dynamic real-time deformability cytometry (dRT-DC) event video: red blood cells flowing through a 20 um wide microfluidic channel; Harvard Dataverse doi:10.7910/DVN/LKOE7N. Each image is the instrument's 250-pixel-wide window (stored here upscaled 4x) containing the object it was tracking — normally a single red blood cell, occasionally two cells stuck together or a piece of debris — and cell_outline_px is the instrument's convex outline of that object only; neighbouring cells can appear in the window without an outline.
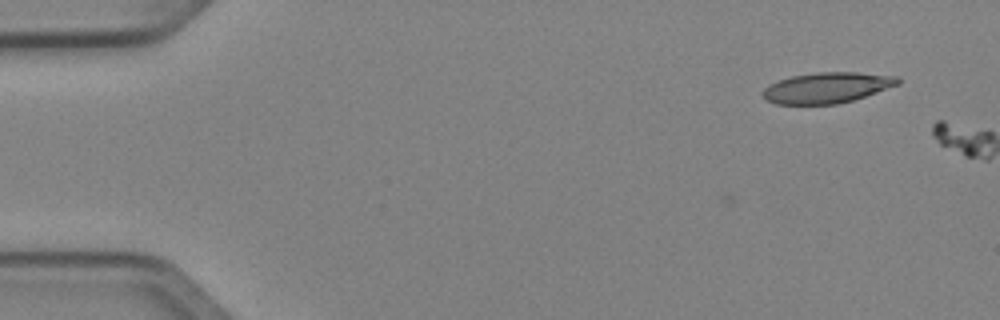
{"species": "Egyptian fruit bat (a non-hibernating species)", "species_latin": "Rousettus aegyptiacus", "temperature_condition": "cold", "stored_images_in_passage": 2, "camera_frame_rate_fps": 3000, "um_per_image_px": 0.085, "animal": {"sex": "female"}, "frame": {"image": 1, "passage_image": 2, "time_ms": 0.333, "image_size_px": [1000, 320], "cell_outline_px": [[900, 84], [852, 100], [836, 104], [776, 104], [768, 100], [764, 96], [764, 88], [768, 84], [776, 80], [792, 76], [816, 72], [860, 72], [900, 76]], "centroid_in_image_um": [70.31, 7.43], "position_along_channel_um": 14.7, "area_um2": 24.16}}